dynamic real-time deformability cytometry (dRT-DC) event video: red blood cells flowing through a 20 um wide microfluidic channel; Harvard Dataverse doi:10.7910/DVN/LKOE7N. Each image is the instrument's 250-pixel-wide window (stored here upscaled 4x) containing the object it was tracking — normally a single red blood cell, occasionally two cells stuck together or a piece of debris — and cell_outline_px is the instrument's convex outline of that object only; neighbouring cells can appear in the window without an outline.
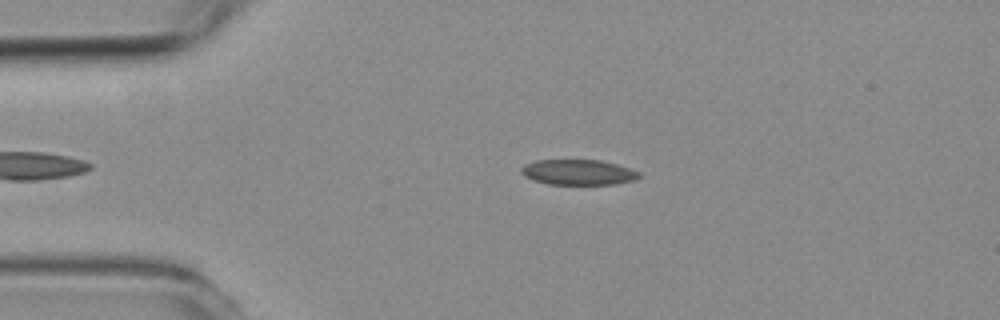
{"species": "common noctule bat (a hibernating species)", "species_latin": "Nyctalus noctula", "temperature_condition": "room temperature", "stored_images_in_passage": 3, "camera_frame_rate_fps": 3000, "um_per_image_px": 0.085, "animal": {"sex": "female", "body_mass_g": 19.3, "forearm_length_mm": 54.1}, "frame": {"image": 1, "passage_image": 1, "time_ms": 0.0, "image_size_px": [1000, 320], "cell_outline_px": [[640, 176], [636, 180], [616, 184], [548, 184], [532, 180], [524, 176], [520, 172], [520, 168], [524, 164], [536, 160], [600, 160], [616, 164], [640, 172]], "centroid_in_image_um": [49.12, 14.64], "position_along_channel_um": 35.9, "area_um2": 17.51}}
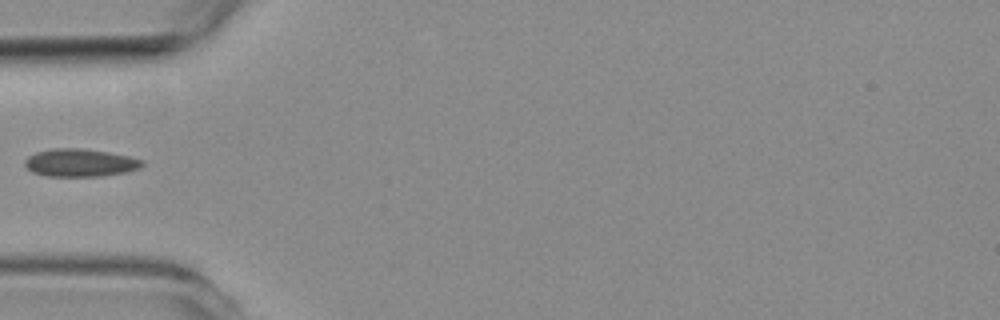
{"frame": {"image": 2, "passage_image": 2, "time_ms": 2.0, "image_size_px": [1000, 320], "cell_outline_px": [[144, 164], [140, 168], [128, 172], [100, 176], [44, 176], [32, 172], [24, 164], [24, 160], [28, 156], [36, 152], [52, 148], [84, 148], [108, 152], [128, 156], [144, 160]], "centroid_in_image_um": [6.81, 13.83], "position_along_channel_um": 78.2, "area_um2": 19.19}}
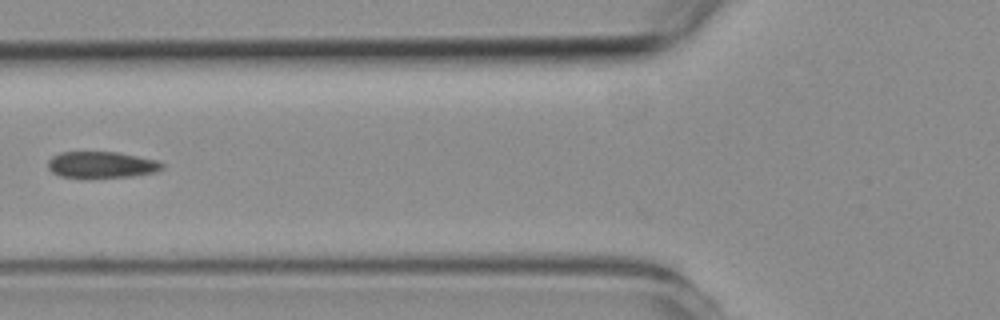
{"frame": {"image": 3, "passage_image": 3, "time_ms": 3.0, "image_size_px": [1000, 320], "cell_outline_px": [[164, 168], [156, 172], [132, 176], [88, 180], [60, 176], [52, 172], [48, 168], [48, 160], [52, 156], [60, 152], [116, 152], [156, 160], [164, 164]], "centroid_in_image_um": [8.59, 14.04], "position_along_channel_um": 117.2, "area_um2": 18.15}}